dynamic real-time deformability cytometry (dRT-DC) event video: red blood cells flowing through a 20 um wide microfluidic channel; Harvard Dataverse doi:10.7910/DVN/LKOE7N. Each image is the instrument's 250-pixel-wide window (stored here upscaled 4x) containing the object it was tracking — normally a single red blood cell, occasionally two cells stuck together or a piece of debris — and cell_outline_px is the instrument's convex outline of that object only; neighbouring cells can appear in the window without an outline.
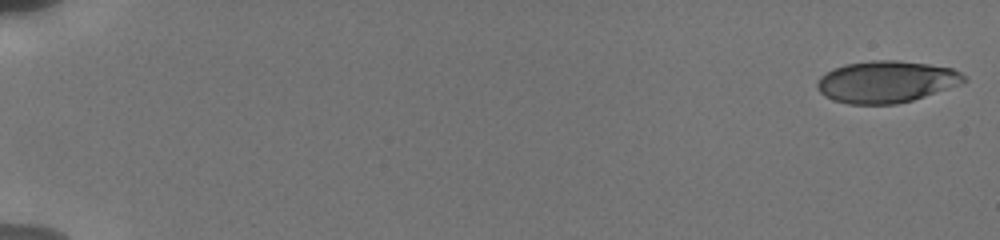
{"species": "human", "species_latin": "Homo sapiens", "temperature_condition": "cold", "stored_images_in_passage": 14, "camera_frame_rate_fps": 3000, "um_per_image_px": 0.085, "donor": {"sex": "male"}, "frame": {"image": 1, "passage_image": 1, "time_ms": 0.0, "image_size_px": [1000, 240], "cell_outline_px": [[968, 80], [960, 84], [912, 100], [896, 104], [848, 104], [832, 100], [824, 96], [816, 88], [816, 84], [820, 76], [832, 68], [848, 64], [872, 60], [896, 60], [928, 64], [952, 68], [968, 76]], "centroid_in_image_um": [75.32, 6.95], "position_along_channel_um": 9.7, "area_um2": 35.84}}
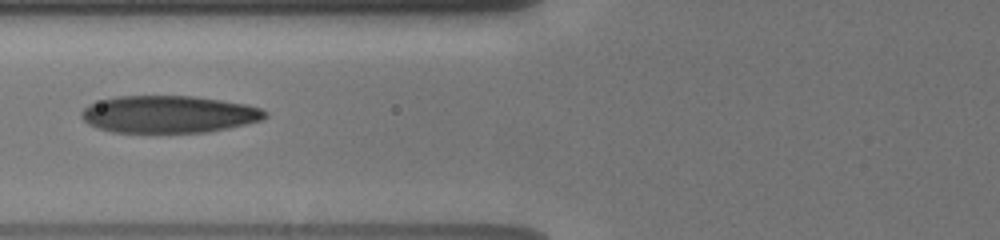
{"frame": {"image": 2, "passage_image": 12, "time_ms": 7.667, "image_size_px": [1000, 240], "cell_outline_px": [[268, 116], [264, 120], [228, 128], [208, 132], [112, 132], [96, 128], [88, 124], [80, 116], [80, 112], [88, 104], [116, 96], [192, 96], [220, 100], [244, 104], [260, 108], [268, 112]], "centroid_in_image_um": [14.33, 9.72], "position_along_channel_um": 111.5, "area_um2": 39.94}}
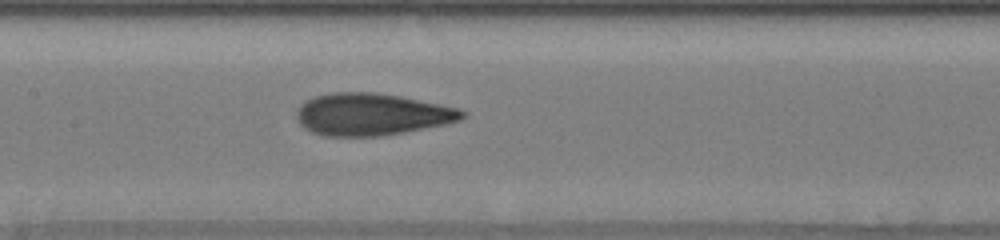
{"frame": {"image": 3, "passage_image": 14, "time_ms": 9.333, "image_size_px": [1000, 240], "cell_outline_px": [[468, 112], [460, 120], [444, 124], [404, 132], [380, 136], [324, 136], [312, 132], [304, 128], [300, 124], [296, 116], [296, 112], [300, 104], [304, 100], [316, 96], [332, 92], [376, 92], [400, 96], [460, 108]], "centroid_in_image_um": [31.58, 9.71], "position_along_channel_um": 175.8, "area_um2": 40.75}}